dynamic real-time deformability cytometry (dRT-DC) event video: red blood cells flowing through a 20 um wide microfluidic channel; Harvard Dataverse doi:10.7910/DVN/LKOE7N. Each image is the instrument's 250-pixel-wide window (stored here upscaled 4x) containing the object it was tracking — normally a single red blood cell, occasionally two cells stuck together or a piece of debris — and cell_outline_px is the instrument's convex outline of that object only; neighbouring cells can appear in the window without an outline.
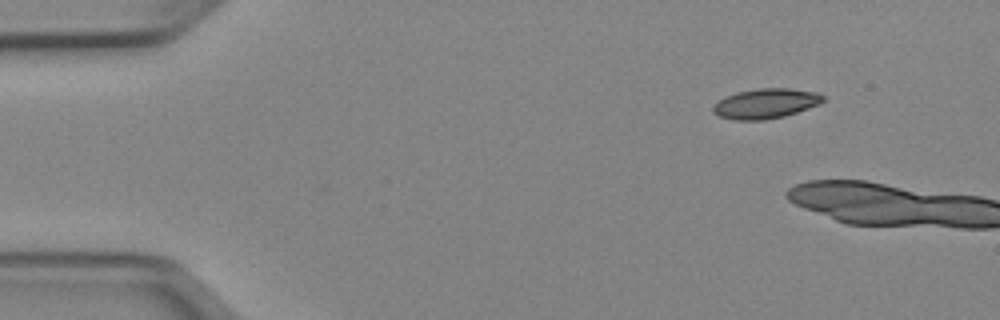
{"species": "Egyptian fruit bat (a non-hibernating species)", "species_latin": "Rousettus aegyptiacus", "temperature_condition": "cold", "stored_images_in_passage": 4, "camera_frame_rate_fps": 3000, "um_per_image_px": 0.085, "animal": {"sex": "female"}, "frame": {"image": 1, "passage_image": 1, "time_ms": 0.0, "image_size_px": [1000, 320], "cell_outline_px": [[824, 100], [820, 104], [784, 116], [764, 120], [732, 120], [720, 116], [712, 112], [712, 104], [724, 96], [736, 92], [760, 88], [788, 88], [816, 92], [824, 96]], "centroid_in_image_um": [65.04, 8.8], "position_along_channel_um": 20.0, "area_um2": 19.31}}